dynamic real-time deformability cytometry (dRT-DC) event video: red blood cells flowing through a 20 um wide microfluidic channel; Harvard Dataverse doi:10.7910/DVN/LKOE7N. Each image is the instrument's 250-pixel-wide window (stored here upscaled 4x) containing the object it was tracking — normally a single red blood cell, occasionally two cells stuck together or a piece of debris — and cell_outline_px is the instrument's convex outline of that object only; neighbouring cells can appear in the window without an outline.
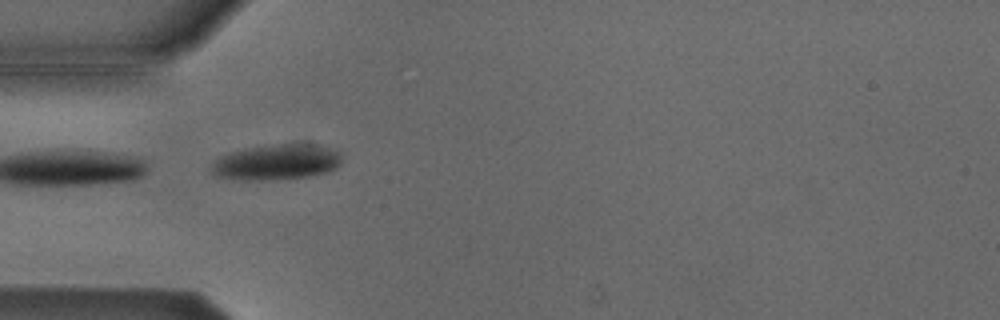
{"species": "Egyptian fruit bat (a non-hibernating species)", "species_latin": "Rousettus aegyptiacus", "temperature_condition": "cold", "stored_images_in_passage": 2, "camera_frame_rate_fps": 3000, "um_per_image_px": 0.085, "animal": {"sex": "male"}, "frame": {"image": 1, "passage_image": 2, "time_ms": 0.333, "image_size_px": [1000, 320], "cell_outline_px": [[340, 164], [336, 168], [328, 172], [308, 176], [272, 180], [244, 180], [216, 176], [212, 172], [212, 164], [220, 156], [244, 148], [280, 144], [316, 144], [336, 148], [340, 152]], "centroid_in_image_um": [23.55, 13.77], "position_along_channel_um": 61.4, "area_um2": 27.05}}